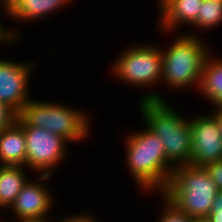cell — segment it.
<instances>
[{"label":"cell","instance_id":"cell-1","mask_svg":"<svg viewBox=\"0 0 222 222\" xmlns=\"http://www.w3.org/2000/svg\"><path fill=\"white\" fill-rule=\"evenodd\" d=\"M125 138L126 166L136 186L145 193H162L174 169L166 158L164 141L146 126L131 130Z\"/></svg>","mask_w":222,"mask_h":222},{"label":"cell","instance_id":"cell-2","mask_svg":"<svg viewBox=\"0 0 222 222\" xmlns=\"http://www.w3.org/2000/svg\"><path fill=\"white\" fill-rule=\"evenodd\" d=\"M138 102L144 126L164 141L168 162L173 167L190 164L192 136L189 119L181 116L167 100Z\"/></svg>","mask_w":222,"mask_h":222},{"label":"cell","instance_id":"cell-3","mask_svg":"<svg viewBox=\"0 0 222 222\" xmlns=\"http://www.w3.org/2000/svg\"><path fill=\"white\" fill-rule=\"evenodd\" d=\"M201 36L178 33L162 52V83L166 87L198 90L205 60L211 53ZM164 49V50H163Z\"/></svg>","mask_w":222,"mask_h":222},{"label":"cell","instance_id":"cell-4","mask_svg":"<svg viewBox=\"0 0 222 222\" xmlns=\"http://www.w3.org/2000/svg\"><path fill=\"white\" fill-rule=\"evenodd\" d=\"M217 192L205 167L187 164L174 167L162 194L196 221H204Z\"/></svg>","mask_w":222,"mask_h":222},{"label":"cell","instance_id":"cell-5","mask_svg":"<svg viewBox=\"0 0 222 222\" xmlns=\"http://www.w3.org/2000/svg\"><path fill=\"white\" fill-rule=\"evenodd\" d=\"M161 46L149 43H137L122 51L110 66V77L126 83L130 87L144 88L141 100H165L162 94L153 90L162 81V52ZM152 86H154L152 88ZM148 88H151L148 90Z\"/></svg>","mask_w":222,"mask_h":222},{"label":"cell","instance_id":"cell-6","mask_svg":"<svg viewBox=\"0 0 222 222\" xmlns=\"http://www.w3.org/2000/svg\"><path fill=\"white\" fill-rule=\"evenodd\" d=\"M84 110L61 103L31 100L18 114L23 126H36L61 136L68 143H77L89 138L92 128L90 117Z\"/></svg>","mask_w":222,"mask_h":222},{"label":"cell","instance_id":"cell-7","mask_svg":"<svg viewBox=\"0 0 222 222\" xmlns=\"http://www.w3.org/2000/svg\"><path fill=\"white\" fill-rule=\"evenodd\" d=\"M26 137L25 167L36 174L55 175L67 156V144L61 136L36 126H23Z\"/></svg>","mask_w":222,"mask_h":222},{"label":"cell","instance_id":"cell-8","mask_svg":"<svg viewBox=\"0 0 222 222\" xmlns=\"http://www.w3.org/2000/svg\"><path fill=\"white\" fill-rule=\"evenodd\" d=\"M50 177L52 175L37 174L23 185L16 200L8 208L16 220H50L48 214L54 208L53 193L47 186Z\"/></svg>","mask_w":222,"mask_h":222},{"label":"cell","instance_id":"cell-9","mask_svg":"<svg viewBox=\"0 0 222 222\" xmlns=\"http://www.w3.org/2000/svg\"><path fill=\"white\" fill-rule=\"evenodd\" d=\"M35 62H15L0 57V101L12 108L17 114L31 100L30 76Z\"/></svg>","mask_w":222,"mask_h":222},{"label":"cell","instance_id":"cell-10","mask_svg":"<svg viewBox=\"0 0 222 222\" xmlns=\"http://www.w3.org/2000/svg\"><path fill=\"white\" fill-rule=\"evenodd\" d=\"M189 122L192 136L190 164L204 167L222 160V132L217 118L212 113L200 114Z\"/></svg>","mask_w":222,"mask_h":222},{"label":"cell","instance_id":"cell-11","mask_svg":"<svg viewBox=\"0 0 222 222\" xmlns=\"http://www.w3.org/2000/svg\"><path fill=\"white\" fill-rule=\"evenodd\" d=\"M73 3L72 0H9L6 3L7 16L11 21L35 22L52 13H57L67 5ZM59 10V11H58ZM38 19V20H37Z\"/></svg>","mask_w":222,"mask_h":222},{"label":"cell","instance_id":"cell-12","mask_svg":"<svg viewBox=\"0 0 222 222\" xmlns=\"http://www.w3.org/2000/svg\"><path fill=\"white\" fill-rule=\"evenodd\" d=\"M203 0H172L159 12V26L163 33L175 32L182 25L191 26L200 12ZM170 31V32H169Z\"/></svg>","mask_w":222,"mask_h":222},{"label":"cell","instance_id":"cell-13","mask_svg":"<svg viewBox=\"0 0 222 222\" xmlns=\"http://www.w3.org/2000/svg\"><path fill=\"white\" fill-rule=\"evenodd\" d=\"M26 137L23 124L17 119L0 132V166H25Z\"/></svg>","mask_w":222,"mask_h":222},{"label":"cell","instance_id":"cell-14","mask_svg":"<svg viewBox=\"0 0 222 222\" xmlns=\"http://www.w3.org/2000/svg\"><path fill=\"white\" fill-rule=\"evenodd\" d=\"M197 92L214 108L222 107V57L209 54L205 60Z\"/></svg>","mask_w":222,"mask_h":222},{"label":"cell","instance_id":"cell-15","mask_svg":"<svg viewBox=\"0 0 222 222\" xmlns=\"http://www.w3.org/2000/svg\"><path fill=\"white\" fill-rule=\"evenodd\" d=\"M26 169L25 166H0V209L2 211L8 210L29 179Z\"/></svg>","mask_w":222,"mask_h":222},{"label":"cell","instance_id":"cell-16","mask_svg":"<svg viewBox=\"0 0 222 222\" xmlns=\"http://www.w3.org/2000/svg\"><path fill=\"white\" fill-rule=\"evenodd\" d=\"M222 23V2H212L211 0H203L197 20L190 26L194 32H186L189 35L198 36L199 30H210L220 26ZM194 27V28H192Z\"/></svg>","mask_w":222,"mask_h":222},{"label":"cell","instance_id":"cell-17","mask_svg":"<svg viewBox=\"0 0 222 222\" xmlns=\"http://www.w3.org/2000/svg\"><path fill=\"white\" fill-rule=\"evenodd\" d=\"M158 198H161L162 203L160 206L159 216H157L156 222H196V220L190 217L187 213L179 210L172 202H170L162 193H159ZM162 210V211H161Z\"/></svg>","mask_w":222,"mask_h":222},{"label":"cell","instance_id":"cell-18","mask_svg":"<svg viewBox=\"0 0 222 222\" xmlns=\"http://www.w3.org/2000/svg\"><path fill=\"white\" fill-rule=\"evenodd\" d=\"M0 5L2 6L1 8H3L2 12L5 14L4 16L7 17L6 3L0 1ZM15 30L17 29L9 28V26L5 27L3 23L0 22V45L3 44L5 46H8V44L13 45V43L19 42V40H21V36Z\"/></svg>","mask_w":222,"mask_h":222},{"label":"cell","instance_id":"cell-19","mask_svg":"<svg viewBox=\"0 0 222 222\" xmlns=\"http://www.w3.org/2000/svg\"><path fill=\"white\" fill-rule=\"evenodd\" d=\"M18 114L8 105L0 101V132L17 121Z\"/></svg>","mask_w":222,"mask_h":222},{"label":"cell","instance_id":"cell-20","mask_svg":"<svg viewBox=\"0 0 222 222\" xmlns=\"http://www.w3.org/2000/svg\"><path fill=\"white\" fill-rule=\"evenodd\" d=\"M218 191H222V160L204 166Z\"/></svg>","mask_w":222,"mask_h":222},{"label":"cell","instance_id":"cell-21","mask_svg":"<svg viewBox=\"0 0 222 222\" xmlns=\"http://www.w3.org/2000/svg\"><path fill=\"white\" fill-rule=\"evenodd\" d=\"M204 222H222V191H218L213 201L211 212Z\"/></svg>","mask_w":222,"mask_h":222},{"label":"cell","instance_id":"cell-22","mask_svg":"<svg viewBox=\"0 0 222 222\" xmlns=\"http://www.w3.org/2000/svg\"><path fill=\"white\" fill-rule=\"evenodd\" d=\"M56 222H88V212L74 214V216L72 215L70 217L67 216L64 219L61 218Z\"/></svg>","mask_w":222,"mask_h":222},{"label":"cell","instance_id":"cell-23","mask_svg":"<svg viewBox=\"0 0 222 222\" xmlns=\"http://www.w3.org/2000/svg\"><path fill=\"white\" fill-rule=\"evenodd\" d=\"M214 111H211L212 114L217 118L220 126V130L222 132V107L219 108H213Z\"/></svg>","mask_w":222,"mask_h":222},{"label":"cell","instance_id":"cell-24","mask_svg":"<svg viewBox=\"0 0 222 222\" xmlns=\"http://www.w3.org/2000/svg\"><path fill=\"white\" fill-rule=\"evenodd\" d=\"M172 0H158V7H159V12Z\"/></svg>","mask_w":222,"mask_h":222},{"label":"cell","instance_id":"cell-25","mask_svg":"<svg viewBox=\"0 0 222 222\" xmlns=\"http://www.w3.org/2000/svg\"><path fill=\"white\" fill-rule=\"evenodd\" d=\"M5 222H8V221L5 220ZM9 222H11V221L9 220ZM16 222H49V220L47 221V220H32V219H30V220H18Z\"/></svg>","mask_w":222,"mask_h":222},{"label":"cell","instance_id":"cell-26","mask_svg":"<svg viewBox=\"0 0 222 222\" xmlns=\"http://www.w3.org/2000/svg\"><path fill=\"white\" fill-rule=\"evenodd\" d=\"M94 215H92V214H89V212H88V222H99V220H97L96 218H95V216L93 217Z\"/></svg>","mask_w":222,"mask_h":222},{"label":"cell","instance_id":"cell-27","mask_svg":"<svg viewBox=\"0 0 222 222\" xmlns=\"http://www.w3.org/2000/svg\"><path fill=\"white\" fill-rule=\"evenodd\" d=\"M212 2L216 3V2H222V0H211Z\"/></svg>","mask_w":222,"mask_h":222},{"label":"cell","instance_id":"cell-28","mask_svg":"<svg viewBox=\"0 0 222 222\" xmlns=\"http://www.w3.org/2000/svg\"><path fill=\"white\" fill-rule=\"evenodd\" d=\"M1 2L7 3L9 0H0Z\"/></svg>","mask_w":222,"mask_h":222},{"label":"cell","instance_id":"cell-29","mask_svg":"<svg viewBox=\"0 0 222 222\" xmlns=\"http://www.w3.org/2000/svg\"><path fill=\"white\" fill-rule=\"evenodd\" d=\"M0 222H5V219H2V218L0 217Z\"/></svg>","mask_w":222,"mask_h":222}]
</instances>
